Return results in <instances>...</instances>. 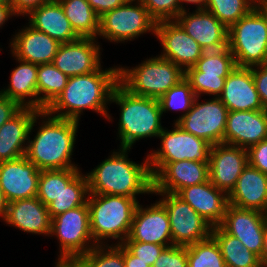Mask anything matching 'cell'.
Listing matches in <instances>:
<instances>
[{"label":"cell","mask_w":267,"mask_h":267,"mask_svg":"<svg viewBox=\"0 0 267 267\" xmlns=\"http://www.w3.org/2000/svg\"><path fill=\"white\" fill-rule=\"evenodd\" d=\"M132 5L126 1L123 5L105 12L99 18V35L110 42H125L138 38L143 33L156 32V21L150 16L141 1Z\"/></svg>","instance_id":"cell-10"},{"label":"cell","mask_w":267,"mask_h":267,"mask_svg":"<svg viewBox=\"0 0 267 267\" xmlns=\"http://www.w3.org/2000/svg\"><path fill=\"white\" fill-rule=\"evenodd\" d=\"M50 235H55L60 243V255L55 267H70L79 257L93 249L96 244L90 230L88 204L52 218Z\"/></svg>","instance_id":"cell-8"},{"label":"cell","mask_w":267,"mask_h":267,"mask_svg":"<svg viewBox=\"0 0 267 267\" xmlns=\"http://www.w3.org/2000/svg\"><path fill=\"white\" fill-rule=\"evenodd\" d=\"M87 173L89 193L136 198L139 194H153V177L148 158L137 164L128 159L130 149L120 148Z\"/></svg>","instance_id":"cell-2"},{"label":"cell","mask_w":267,"mask_h":267,"mask_svg":"<svg viewBox=\"0 0 267 267\" xmlns=\"http://www.w3.org/2000/svg\"><path fill=\"white\" fill-rule=\"evenodd\" d=\"M187 246L166 247L152 267H187Z\"/></svg>","instance_id":"cell-41"},{"label":"cell","mask_w":267,"mask_h":267,"mask_svg":"<svg viewBox=\"0 0 267 267\" xmlns=\"http://www.w3.org/2000/svg\"><path fill=\"white\" fill-rule=\"evenodd\" d=\"M174 129L163 128L159 134V150L147 154L152 177L154 178L168 163L182 160L209 163L212 145L195 135L184 131L174 123Z\"/></svg>","instance_id":"cell-9"},{"label":"cell","mask_w":267,"mask_h":267,"mask_svg":"<svg viewBox=\"0 0 267 267\" xmlns=\"http://www.w3.org/2000/svg\"><path fill=\"white\" fill-rule=\"evenodd\" d=\"M90 230L96 245H104L102 240L119 239L122 244L129 235L137 205V199L118 195L89 193L87 200Z\"/></svg>","instance_id":"cell-5"},{"label":"cell","mask_w":267,"mask_h":267,"mask_svg":"<svg viewBox=\"0 0 267 267\" xmlns=\"http://www.w3.org/2000/svg\"><path fill=\"white\" fill-rule=\"evenodd\" d=\"M37 74V110L44 111L64 90L69 77L52 63L38 65Z\"/></svg>","instance_id":"cell-33"},{"label":"cell","mask_w":267,"mask_h":267,"mask_svg":"<svg viewBox=\"0 0 267 267\" xmlns=\"http://www.w3.org/2000/svg\"><path fill=\"white\" fill-rule=\"evenodd\" d=\"M187 267H226L220 247L211 236L187 246Z\"/></svg>","instance_id":"cell-37"},{"label":"cell","mask_w":267,"mask_h":267,"mask_svg":"<svg viewBox=\"0 0 267 267\" xmlns=\"http://www.w3.org/2000/svg\"><path fill=\"white\" fill-rule=\"evenodd\" d=\"M89 196L88 179L81 172L66 186L61 194L47 205L50 218L85 205Z\"/></svg>","instance_id":"cell-34"},{"label":"cell","mask_w":267,"mask_h":267,"mask_svg":"<svg viewBox=\"0 0 267 267\" xmlns=\"http://www.w3.org/2000/svg\"><path fill=\"white\" fill-rule=\"evenodd\" d=\"M12 15H17L12 6L0 5V27H2Z\"/></svg>","instance_id":"cell-49"},{"label":"cell","mask_w":267,"mask_h":267,"mask_svg":"<svg viewBox=\"0 0 267 267\" xmlns=\"http://www.w3.org/2000/svg\"><path fill=\"white\" fill-rule=\"evenodd\" d=\"M153 193L163 196L159 202L169 216L173 245L188 246L211 237L213 226L188 203L173 193Z\"/></svg>","instance_id":"cell-12"},{"label":"cell","mask_w":267,"mask_h":267,"mask_svg":"<svg viewBox=\"0 0 267 267\" xmlns=\"http://www.w3.org/2000/svg\"><path fill=\"white\" fill-rule=\"evenodd\" d=\"M41 171L25 156L0 162V187L7 203L37 196Z\"/></svg>","instance_id":"cell-15"},{"label":"cell","mask_w":267,"mask_h":267,"mask_svg":"<svg viewBox=\"0 0 267 267\" xmlns=\"http://www.w3.org/2000/svg\"><path fill=\"white\" fill-rule=\"evenodd\" d=\"M219 226L226 233L238 238L244 246L258 255L262 262L266 227L261 211L242 209L229 204Z\"/></svg>","instance_id":"cell-16"},{"label":"cell","mask_w":267,"mask_h":267,"mask_svg":"<svg viewBox=\"0 0 267 267\" xmlns=\"http://www.w3.org/2000/svg\"><path fill=\"white\" fill-rule=\"evenodd\" d=\"M262 214H263V218H264L265 227L267 228V206H266V208L262 211Z\"/></svg>","instance_id":"cell-54"},{"label":"cell","mask_w":267,"mask_h":267,"mask_svg":"<svg viewBox=\"0 0 267 267\" xmlns=\"http://www.w3.org/2000/svg\"><path fill=\"white\" fill-rule=\"evenodd\" d=\"M21 30L10 42L12 55L16 59L36 65L52 63L60 43L30 25Z\"/></svg>","instance_id":"cell-26"},{"label":"cell","mask_w":267,"mask_h":267,"mask_svg":"<svg viewBox=\"0 0 267 267\" xmlns=\"http://www.w3.org/2000/svg\"><path fill=\"white\" fill-rule=\"evenodd\" d=\"M218 98L228 111L264 110L250 67L237 66L225 79Z\"/></svg>","instance_id":"cell-24"},{"label":"cell","mask_w":267,"mask_h":267,"mask_svg":"<svg viewBox=\"0 0 267 267\" xmlns=\"http://www.w3.org/2000/svg\"><path fill=\"white\" fill-rule=\"evenodd\" d=\"M179 2H180V13H181L182 11L185 10V8L183 7V4L185 2L186 3H194V4H196L197 5L196 9L198 10V9H205L208 0H179Z\"/></svg>","instance_id":"cell-50"},{"label":"cell","mask_w":267,"mask_h":267,"mask_svg":"<svg viewBox=\"0 0 267 267\" xmlns=\"http://www.w3.org/2000/svg\"><path fill=\"white\" fill-rule=\"evenodd\" d=\"M185 77V72L172 61L160 56L146 59L128 69L119 67V83L130 93L160 99Z\"/></svg>","instance_id":"cell-7"},{"label":"cell","mask_w":267,"mask_h":267,"mask_svg":"<svg viewBox=\"0 0 267 267\" xmlns=\"http://www.w3.org/2000/svg\"><path fill=\"white\" fill-rule=\"evenodd\" d=\"M124 265L125 267H151L146 262H143L137 256H134L125 246H124Z\"/></svg>","instance_id":"cell-48"},{"label":"cell","mask_w":267,"mask_h":267,"mask_svg":"<svg viewBox=\"0 0 267 267\" xmlns=\"http://www.w3.org/2000/svg\"><path fill=\"white\" fill-rule=\"evenodd\" d=\"M228 48L239 67L267 63V8L254 7L228 28Z\"/></svg>","instance_id":"cell-6"},{"label":"cell","mask_w":267,"mask_h":267,"mask_svg":"<svg viewBox=\"0 0 267 267\" xmlns=\"http://www.w3.org/2000/svg\"><path fill=\"white\" fill-rule=\"evenodd\" d=\"M155 35L163 46V53L159 56L172 61L184 72L193 67L204 53L175 20L156 22Z\"/></svg>","instance_id":"cell-14"},{"label":"cell","mask_w":267,"mask_h":267,"mask_svg":"<svg viewBox=\"0 0 267 267\" xmlns=\"http://www.w3.org/2000/svg\"><path fill=\"white\" fill-rule=\"evenodd\" d=\"M211 236L220 247L226 267H263L258 255L244 246L238 238L226 233L220 226L213 227Z\"/></svg>","instance_id":"cell-31"},{"label":"cell","mask_w":267,"mask_h":267,"mask_svg":"<svg viewBox=\"0 0 267 267\" xmlns=\"http://www.w3.org/2000/svg\"><path fill=\"white\" fill-rule=\"evenodd\" d=\"M176 195L188 203L213 227L221 224L229 205L228 195L209 180L180 189Z\"/></svg>","instance_id":"cell-23"},{"label":"cell","mask_w":267,"mask_h":267,"mask_svg":"<svg viewBox=\"0 0 267 267\" xmlns=\"http://www.w3.org/2000/svg\"><path fill=\"white\" fill-rule=\"evenodd\" d=\"M0 5L12 6V0H0Z\"/></svg>","instance_id":"cell-55"},{"label":"cell","mask_w":267,"mask_h":267,"mask_svg":"<svg viewBox=\"0 0 267 267\" xmlns=\"http://www.w3.org/2000/svg\"><path fill=\"white\" fill-rule=\"evenodd\" d=\"M3 221L27 233H51L49 211L37 197L7 203Z\"/></svg>","instance_id":"cell-27"},{"label":"cell","mask_w":267,"mask_h":267,"mask_svg":"<svg viewBox=\"0 0 267 267\" xmlns=\"http://www.w3.org/2000/svg\"><path fill=\"white\" fill-rule=\"evenodd\" d=\"M42 111L23 107L0 128V162L25 156L29 135Z\"/></svg>","instance_id":"cell-22"},{"label":"cell","mask_w":267,"mask_h":267,"mask_svg":"<svg viewBox=\"0 0 267 267\" xmlns=\"http://www.w3.org/2000/svg\"><path fill=\"white\" fill-rule=\"evenodd\" d=\"M95 13L101 17L105 12L123 5L126 0H87Z\"/></svg>","instance_id":"cell-47"},{"label":"cell","mask_w":267,"mask_h":267,"mask_svg":"<svg viewBox=\"0 0 267 267\" xmlns=\"http://www.w3.org/2000/svg\"><path fill=\"white\" fill-rule=\"evenodd\" d=\"M262 264H263V267H267V228L265 231L264 250L262 253Z\"/></svg>","instance_id":"cell-52"},{"label":"cell","mask_w":267,"mask_h":267,"mask_svg":"<svg viewBox=\"0 0 267 267\" xmlns=\"http://www.w3.org/2000/svg\"><path fill=\"white\" fill-rule=\"evenodd\" d=\"M70 22L72 29L80 38H97L99 16L87 0H58Z\"/></svg>","instance_id":"cell-32"},{"label":"cell","mask_w":267,"mask_h":267,"mask_svg":"<svg viewBox=\"0 0 267 267\" xmlns=\"http://www.w3.org/2000/svg\"><path fill=\"white\" fill-rule=\"evenodd\" d=\"M228 199L232 206L262 212L267 206V174L248 163Z\"/></svg>","instance_id":"cell-28"},{"label":"cell","mask_w":267,"mask_h":267,"mask_svg":"<svg viewBox=\"0 0 267 267\" xmlns=\"http://www.w3.org/2000/svg\"><path fill=\"white\" fill-rule=\"evenodd\" d=\"M254 8L252 0H208L205 7L227 28Z\"/></svg>","instance_id":"cell-39"},{"label":"cell","mask_w":267,"mask_h":267,"mask_svg":"<svg viewBox=\"0 0 267 267\" xmlns=\"http://www.w3.org/2000/svg\"><path fill=\"white\" fill-rule=\"evenodd\" d=\"M237 67L235 58L228 47L222 50L204 51L193 67L185 71L195 95H213L218 98L224 89L227 76Z\"/></svg>","instance_id":"cell-11"},{"label":"cell","mask_w":267,"mask_h":267,"mask_svg":"<svg viewBox=\"0 0 267 267\" xmlns=\"http://www.w3.org/2000/svg\"><path fill=\"white\" fill-rule=\"evenodd\" d=\"M110 102L120 106L118 134L121 148L131 149L133 144L147 137H158L162 132L161 106L158 99L130 93L118 83Z\"/></svg>","instance_id":"cell-4"},{"label":"cell","mask_w":267,"mask_h":267,"mask_svg":"<svg viewBox=\"0 0 267 267\" xmlns=\"http://www.w3.org/2000/svg\"><path fill=\"white\" fill-rule=\"evenodd\" d=\"M198 98L196 96L191 110L176 124L212 146L223 143L228 109L219 98L201 103Z\"/></svg>","instance_id":"cell-13"},{"label":"cell","mask_w":267,"mask_h":267,"mask_svg":"<svg viewBox=\"0 0 267 267\" xmlns=\"http://www.w3.org/2000/svg\"><path fill=\"white\" fill-rule=\"evenodd\" d=\"M96 38H79L61 43L52 64L68 77L92 73L101 67L100 46Z\"/></svg>","instance_id":"cell-20"},{"label":"cell","mask_w":267,"mask_h":267,"mask_svg":"<svg viewBox=\"0 0 267 267\" xmlns=\"http://www.w3.org/2000/svg\"><path fill=\"white\" fill-rule=\"evenodd\" d=\"M175 21L204 51L228 47V28L206 9H196L192 14L184 10Z\"/></svg>","instance_id":"cell-19"},{"label":"cell","mask_w":267,"mask_h":267,"mask_svg":"<svg viewBox=\"0 0 267 267\" xmlns=\"http://www.w3.org/2000/svg\"><path fill=\"white\" fill-rule=\"evenodd\" d=\"M70 267H125L124 245H96Z\"/></svg>","instance_id":"cell-36"},{"label":"cell","mask_w":267,"mask_h":267,"mask_svg":"<svg viewBox=\"0 0 267 267\" xmlns=\"http://www.w3.org/2000/svg\"><path fill=\"white\" fill-rule=\"evenodd\" d=\"M148 10L150 16L156 21L175 20L180 14L179 0H140Z\"/></svg>","instance_id":"cell-40"},{"label":"cell","mask_w":267,"mask_h":267,"mask_svg":"<svg viewBox=\"0 0 267 267\" xmlns=\"http://www.w3.org/2000/svg\"><path fill=\"white\" fill-rule=\"evenodd\" d=\"M134 256H137L146 264H149L151 267L154 265V262L159 257L161 252L166 248L164 245L153 244V243H144L137 241H124L122 243Z\"/></svg>","instance_id":"cell-42"},{"label":"cell","mask_w":267,"mask_h":267,"mask_svg":"<svg viewBox=\"0 0 267 267\" xmlns=\"http://www.w3.org/2000/svg\"><path fill=\"white\" fill-rule=\"evenodd\" d=\"M196 95L191 88L189 81L184 77L175 86L171 87L160 99L161 112L170 110H184L182 116L175 121L177 123L184 115H186L192 107Z\"/></svg>","instance_id":"cell-38"},{"label":"cell","mask_w":267,"mask_h":267,"mask_svg":"<svg viewBox=\"0 0 267 267\" xmlns=\"http://www.w3.org/2000/svg\"><path fill=\"white\" fill-rule=\"evenodd\" d=\"M49 1L51 0H12V7L17 16H27L33 9Z\"/></svg>","instance_id":"cell-46"},{"label":"cell","mask_w":267,"mask_h":267,"mask_svg":"<svg viewBox=\"0 0 267 267\" xmlns=\"http://www.w3.org/2000/svg\"><path fill=\"white\" fill-rule=\"evenodd\" d=\"M22 108L18 102L0 94V128Z\"/></svg>","instance_id":"cell-45"},{"label":"cell","mask_w":267,"mask_h":267,"mask_svg":"<svg viewBox=\"0 0 267 267\" xmlns=\"http://www.w3.org/2000/svg\"><path fill=\"white\" fill-rule=\"evenodd\" d=\"M125 241L173 246L166 208L159 201L151 204L149 208H142L139 203L134 213L128 238Z\"/></svg>","instance_id":"cell-18"},{"label":"cell","mask_w":267,"mask_h":267,"mask_svg":"<svg viewBox=\"0 0 267 267\" xmlns=\"http://www.w3.org/2000/svg\"><path fill=\"white\" fill-rule=\"evenodd\" d=\"M119 83V67L69 77L61 94L44 110L49 115L79 122L83 110L90 109L111 121L108 106ZM59 112V113H58ZM57 114V115H55Z\"/></svg>","instance_id":"cell-1"},{"label":"cell","mask_w":267,"mask_h":267,"mask_svg":"<svg viewBox=\"0 0 267 267\" xmlns=\"http://www.w3.org/2000/svg\"><path fill=\"white\" fill-rule=\"evenodd\" d=\"M267 139V109L228 111L223 143L248 150Z\"/></svg>","instance_id":"cell-21"},{"label":"cell","mask_w":267,"mask_h":267,"mask_svg":"<svg viewBox=\"0 0 267 267\" xmlns=\"http://www.w3.org/2000/svg\"><path fill=\"white\" fill-rule=\"evenodd\" d=\"M29 25L61 43H70L80 37L72 29L58 0H51L33 9L28 15Z\"/></svg>","instance_id":"cell-29"},{"label":"cell","mask_w":267,"mask_h":267,"mask_svg":"<svg viewBox=\"0 0 267 267\" xmlns=\"http://www.w3.org/2000/svg\"><path fill=\"white\" fill-rule=\"evenodd\" d=\"M254 7L267 8V0H252Z\"/></svg>","instance_id":"cell-53"},{"label":"cell","mask_w":267,"mask_h":267,"mask_svg":"<svg viewBox=\"0 0 267 267\" xmlns=\"http://www.w3.org/2000/svg\"><path fill=\"white\" fill-rule=\"evenodd\" d=\"M80 168L42 170L38 180L37 198L47 206L55 200L81 171Z\"/></svg>","instance_id":"cell-35"},{"label":"cell","mask_w":267,"mask_h":267,"mask_svg":"<svg viewBox=\"0 0 267 267\" xmlns=\"http://www.w3.org/2000/svg\"><path fill=\"white\" fill-rule=\"evenodd\" d=\"M6 207H7V202L4 198V195L2 193V189L0 187V216L2 217V219H4V217H5Z\"/></svg>","instance_id":"cell-51"},{"label":"cell","mask_w":267,"mask_h":267,"mask_svg":"<svg viewBox=\"0 0 267 267\" xmlns=\"http://www.w3.org/2000/svg\"><path fill=\"white\" fill-rule=\"evenodd\" d=\"M42 125L33 140H29L25 157L42 170L77 168L71 163L79 122L57 118L42 111ZM50 116V117H49Z\"/></svg>","instance_id":"cell-3"},{"label":"cell","mask_w":267,"mask_h":267,"mask_svg":"<svg viewBox=\"0 0 267 267\" xmlns=\"http://www.w3.org/2000/svg\"><path fill=\"white\" fill-rule=\"evenodd\" d=\"M209 180V163L182 160L168 163L154 178L153 192L176 194Z\"/></svg>","instance_id":"cell-25"},{"label":"cell","mask_w":267,"mask_h":267,"mask_svg":"<svg viewBox=\"0 0 267 267\" xmlns=\"http://www.w3.org/2000/svg\"><path fill=\"white\" fill-rule=\"evenodd\" d=\"M15 60L20 64L11 72L8 88L1 90L0 94L13 99L22 107L37 109L38 65L19 59Z\"/></svg>","instance_id":"cell-30"},{"label":"cell","mask_w":267,"mask_h":267,"mask_svg":"<svg viewBox=\"0 0 267 267\" xmlns=\"http://www.w3.org/2000/svg\"><path fill=\"white\" fill-rule=\"evenodd\" d=\"M247 151L249 164L267 174V139L251 146Z\"/></svg>","instance_id":"cell-43"},{"label":"cell","mask_w":267,"mask_h":267,"mask_svg":"<svg viewBox=\"0 0 267 267\" xmlns=\"http://www.w3.org/2000/svg\"><path fill=\"white\" fill-rule=\"evenodd\" d=\"M250 68L263 108L267 109V63Z\"/></svg>","instance_id":"cell-44"},{"label":"cell","mask_w":267,"mask_h":267,"mask_svg":"<svg viewBox=\"0 0 267 267\" xmlns=\"http://www.w3.org/2000/svg\"><path fill=\"white\" fill-rule=\"evenodd\" d=\"M248 163L246 149L225 143L215 144L209 156V181L228 195Z\"/></svg>","instance_id":"cell-17"}]
</instances>
